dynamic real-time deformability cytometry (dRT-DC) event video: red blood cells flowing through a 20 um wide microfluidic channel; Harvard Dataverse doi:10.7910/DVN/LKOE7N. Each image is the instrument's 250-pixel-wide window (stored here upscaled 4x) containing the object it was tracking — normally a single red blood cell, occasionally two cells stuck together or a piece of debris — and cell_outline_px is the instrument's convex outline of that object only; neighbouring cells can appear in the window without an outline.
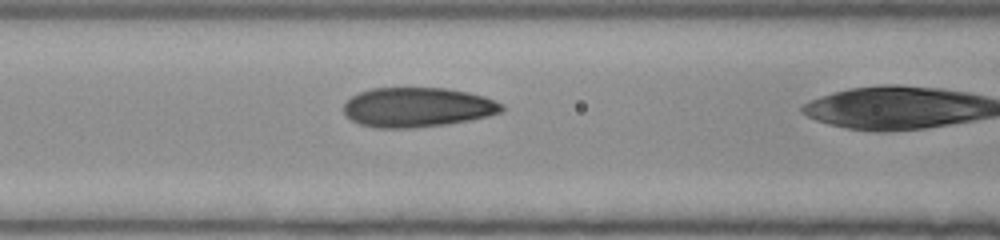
{"species": "human", "species_latin": "Homo sapiens", "temperature_condition": "room temperature", "stored_images_in_passage": 23, "camera_frame_rate_fps": 3000, "um_per_image_px": 0.085, "donor": {"sex": "female"}, "frame": {"image": 1, "passage_image": 19, "time_ms": 6.0, "image_size_px": [1000, 240], "cell_outline_px": [[504, 108], [500, 112], [488, 116], [472, 120], [448, 124], [416, 128], [372, 128], [360, 124], [352, 120], [344, 112], [344, 104], [352, 96], [360, 92], [372, 88], [444, 88], [468, 92], [484, 96], [504, 104]], "centroid_in_image_um": [35.5, 9.13], "position_along_channel_um": 131.1, "area_um2": 36.65}}
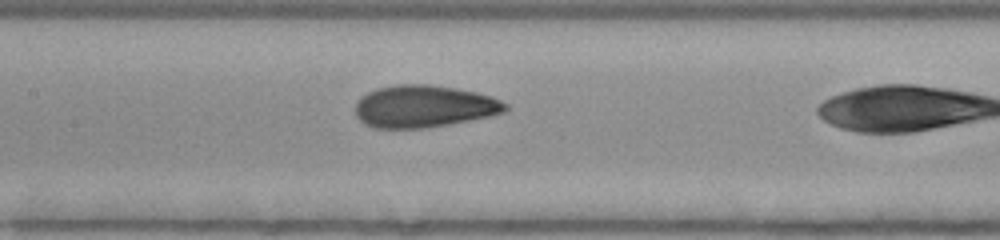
{"frame": {"image": 2, "passage_image": 22, "time_ms": 7.0, "image_size_px": [1000, 240], "cell_outline_px": [[508, 108], [504, 112], [488, 116], [448, 124], [424, 128], [372, 128], [364, 124], [356, 116], [356, 104], [360, 96], [376, 88], [400, 84], [428, 84], [456, 88], [476, 92], [492, 96], [508, 104]], "centroid_in_image_um": [36.01, 9.03], "position_along_channel_um": 171.4, "area_um2": 36.93}}